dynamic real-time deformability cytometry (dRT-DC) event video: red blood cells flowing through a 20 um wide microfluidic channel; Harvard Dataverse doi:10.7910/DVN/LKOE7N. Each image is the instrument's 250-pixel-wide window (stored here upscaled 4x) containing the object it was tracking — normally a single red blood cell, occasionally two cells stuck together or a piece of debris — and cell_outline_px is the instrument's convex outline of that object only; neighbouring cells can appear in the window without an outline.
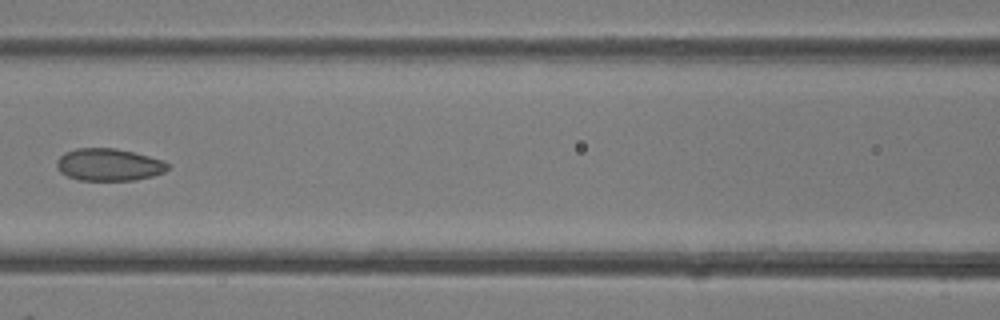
{"species": "common noctule bat (a hibernating species)", "species_latin": "Nyctalus noctula", "temperature_condition": "room temperature", "stored_images_in_passage": 13, "camera_frame_rate_fps": 3000, "um_per_image_px": 0.085, "animal": {"sex": "female"}, "frame": {"image": 1, "passage_image": 8, "time_ms": 2.333, "image_size_px": [1000, 320], "cell_outline_px": [[168, 168], [164, 172], [152, 176], [136, 180], [80, 180], [68, 176], [60, 172], [56, 168], [56, 160], [64, 152], [76, 148], [116, 148], [148, 156], [160, 160], [168, 164]], "centroid_in_image_um": [9.2, 14.0], "position_along_channel_um": 157.4, "area_um2": 20.81}}
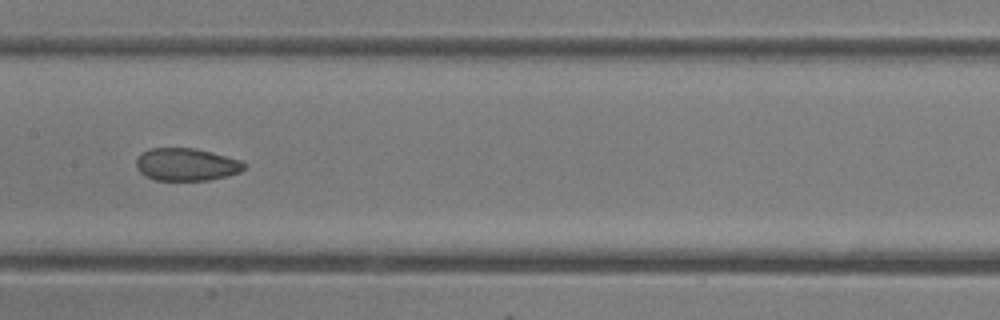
{"frame": {"image": 2, "passage_image": 10, "time_ms": 3.0, "image_size_px": [1000, 320], "cell_outline_px": [[244, 168], [240, 172], [208, 180], [156, 180], [140, 172], [136, 168], [136, 160], [144, 152], [152, 148], [196, 148], [212, 152], [240, 160], [244, 164]], "centroid_in_image_um": [15.84, 13.97], "position_along_channel_um": 191.6, "area_um2": 20.17}}